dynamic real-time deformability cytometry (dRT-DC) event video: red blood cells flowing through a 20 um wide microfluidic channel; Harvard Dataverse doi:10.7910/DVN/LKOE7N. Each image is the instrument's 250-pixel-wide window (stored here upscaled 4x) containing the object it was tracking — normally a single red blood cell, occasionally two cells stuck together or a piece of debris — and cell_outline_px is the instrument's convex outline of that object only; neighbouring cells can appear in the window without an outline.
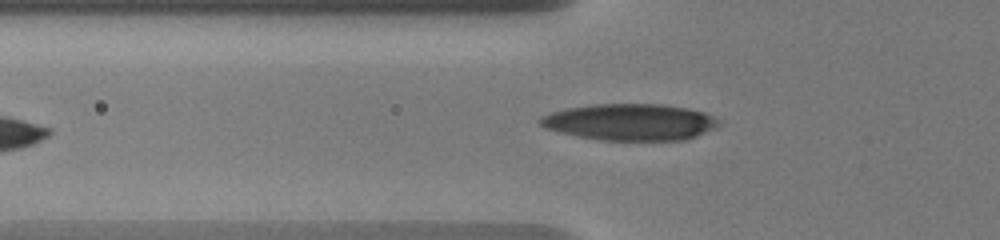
{"species": "human", "species_latin": "Homo sapiens", "temperature_condition": "warm", "stored_images_in_passage": 9, "camera_frame_rate_fps": 3000, "um_per_image_px": 0.085, "donor": {"sex": "male"}, "frame": {"image": 1, "passage_image": 9, "time_ms": 5.333, "image_size_px": [1000, 240], "cell_outline_px": [[720, 124], [716, 128], [696, 136], [684, 140], [600, 140], [560, 132], [544, 128], [536, 120], [540, 116], [552, 112], [568, 108], [592, 104], [664, 104], [688, 108], [704, 112], [720, 120]], "centroid_in_image_um": [53.57, 10.37], "position_along_channel_um": 72.2, "area_um2": 38.15}}